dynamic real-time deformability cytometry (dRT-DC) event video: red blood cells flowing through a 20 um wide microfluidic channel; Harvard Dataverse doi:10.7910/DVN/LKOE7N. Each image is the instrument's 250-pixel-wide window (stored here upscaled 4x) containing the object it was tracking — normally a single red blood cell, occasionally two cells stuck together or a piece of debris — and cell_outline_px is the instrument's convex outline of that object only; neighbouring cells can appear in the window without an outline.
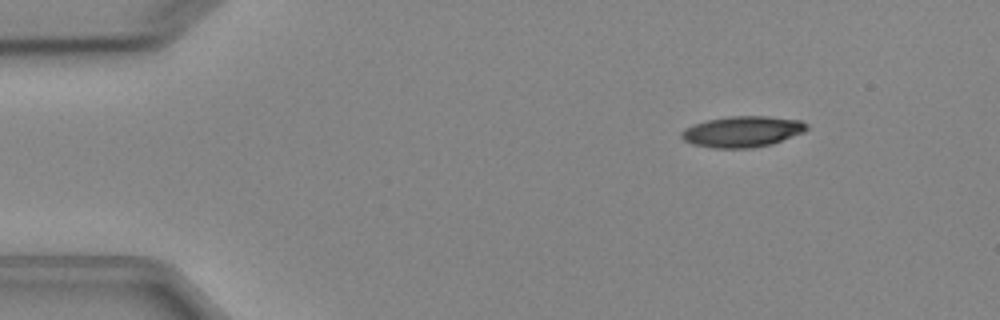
{"species": "Egyptian fruit bat (a non-hibernating species)", "species_latin": "Rousettus aegyptiacus", "temperature_condition": "cold", "stored_images_in_passage": 4, "camera_frame_rate_fps": 3000, "um_per_image_px": 0.085, "animal": {"sex": "female"}, "frame": {"image": 1, "passage_image": 2, "time_ms": 1.0, "image_size_px": [1000, 320], "cell_outline_px": [[808, 128], [804, 132], [772, 144], [752, 148], [716, 148], [692, 144], [684, 140], [680, 136], [680, 132], [684, 128], [692, 124], [708, 120], [728, 116], [768, 116], [800, 120], [808, 124]], "centroid_in_image_um": [63.09, 11.18], "position_along_channel_um": 21.9, "area_um2": 22.72}}